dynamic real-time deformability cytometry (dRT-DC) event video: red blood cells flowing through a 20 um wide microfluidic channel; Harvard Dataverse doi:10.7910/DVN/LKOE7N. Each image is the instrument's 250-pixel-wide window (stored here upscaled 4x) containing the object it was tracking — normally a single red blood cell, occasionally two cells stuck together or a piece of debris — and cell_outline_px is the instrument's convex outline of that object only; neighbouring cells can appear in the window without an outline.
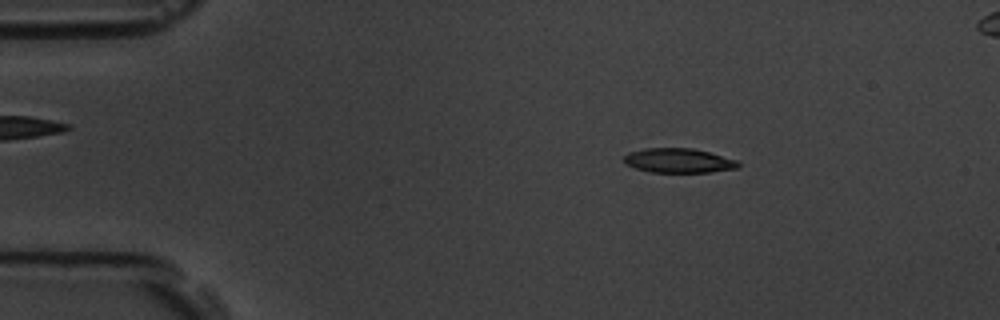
{"species": "common noctule bat (a hibernating species)", "species_latin": "Nyctalus noctula", "temperature_condition": "room temperature", "stored_images_in_passage": 4, "segment_of_instrument_passage": [1, 2], "camera_frame_rate_fps": 3000, "um_per_image_px": 0.085, "animal": {"sex": "male", "body_mass_g": 19.5, "forearm_length_mm": 54.6}, "frame": {"image": 1, "passage_image": 2, "time_ms": 1.0, "image_size_px": [1000, 320], "cell_outline_px": [[740, 164], [736, 168], [712, 172], [652, 172], [636, 168], [628, 164], [624, 160], [624, 156], [628, 152], [644, 148], [692, 148], [708, 152], [736, 160]], "centroid_in_image_um": [57.67, 13.64], "position_along_channel_um": 27.3, "area_um2": 16.07}}